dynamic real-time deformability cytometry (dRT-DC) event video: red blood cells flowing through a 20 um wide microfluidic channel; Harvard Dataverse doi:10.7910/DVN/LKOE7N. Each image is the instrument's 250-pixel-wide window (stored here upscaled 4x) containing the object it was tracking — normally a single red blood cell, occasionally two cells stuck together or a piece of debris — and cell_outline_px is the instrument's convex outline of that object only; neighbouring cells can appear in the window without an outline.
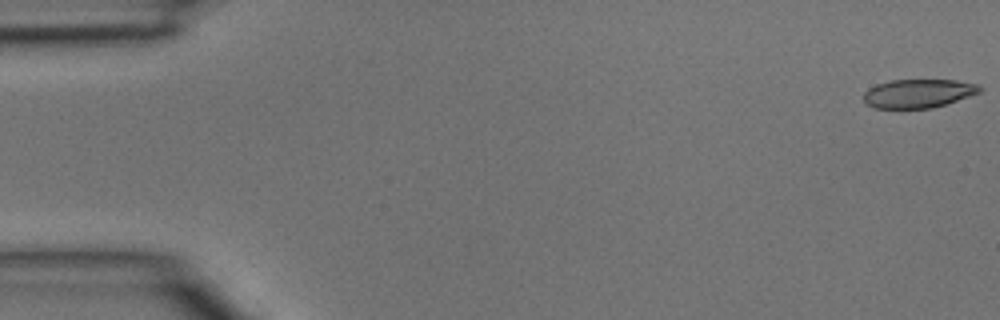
{"species": "common noctule bat (a hibernating species)", "species_latin": "Nyctalus noctula", "temperature_condition": "room temperature", "stored_images_in_passage": 5, "segment_of_instrument_passage": [1, 2], "camera_frame_rate_fps": 3000, "um_per_image_px": 0.085, "animal": {"sex": "male", "body_mass_g": 15.6}, "frame": {"image": 1, "passage_image": 1, "time_ms": 0.0, "image_size_px": [1000, 320], "cell_outline_px": [[984, 88], [980, 92], [932, 108], [872, 108], [864, 100], [864, 92], [868, 88], [876, 84], [892, 80], [956, 80], [980, 84]], "centroid_in_image_um": [78.06, 7.93], "position_along_channel_um": 6.9, "area_um2": 19.36}}
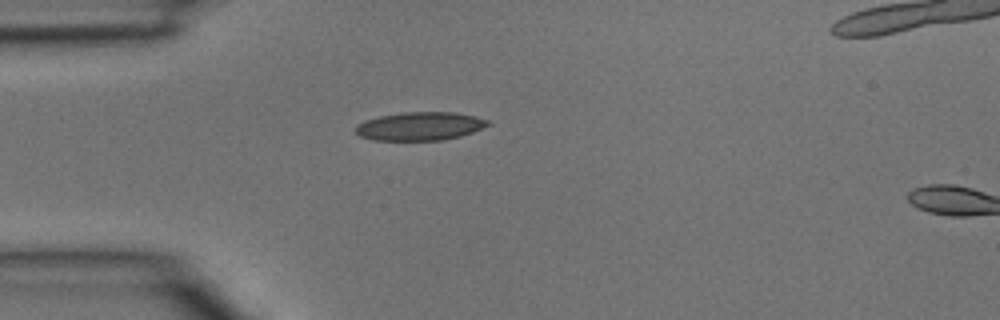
{"frame": {"image": 2, "passage_image": 4, "time_ms": 1.0, "image_size_px": [1000, 320], "cell_outline_px": [[492, 124], [472, 132], [460, 136], [444, 140], [372, 140], [360, 136], [356, 132], [356, 124], [364, 120], [380, 116], [400, 112], [456, 112], [488, 120]], "centroid_in_image_um": [35.68, 10.72], "position_along_channel_um": 49.3, "area_um2": 21.91}}